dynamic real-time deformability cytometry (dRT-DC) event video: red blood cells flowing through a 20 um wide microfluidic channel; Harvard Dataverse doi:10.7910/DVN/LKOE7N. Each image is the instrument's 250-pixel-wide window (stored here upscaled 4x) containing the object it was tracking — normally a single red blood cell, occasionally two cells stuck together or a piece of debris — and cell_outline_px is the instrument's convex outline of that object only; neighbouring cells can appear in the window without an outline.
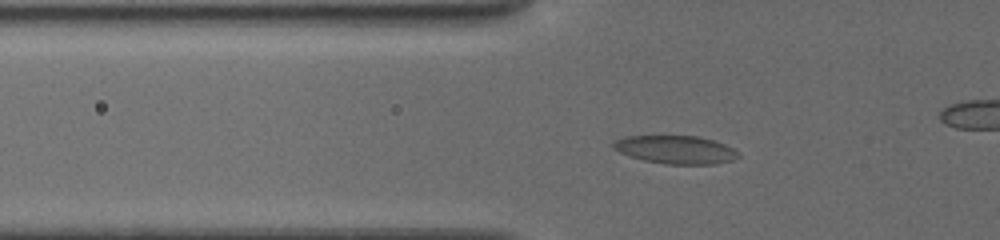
{"species": "common noctule bat (a hibernating species)", "species_latin": "Nyctalus noctula", "temperature_condition": "cold", "stored_images_in_passage": 15, "camera_frame_rate_fps": 3000, "um_per_image_px": 0.085, "animal": {"sex": "female", "body_mass_g": 19.5, "forearm_length_mm": 54.1}, "frame": {"image": 1, "passage_image": 10, "time_ms": 4.0, "image_size_px": [1000, 240], "cell_outline_px": [[740, 156], [732, 160], [716, 164], [664, 164], [644, 160], [628, 156], [612, 148], [612, 144], [616, 140], [624, 136], [696, 136], [712, 140], [724, 144], [740, 152]], "centroid_in_image_um": [57.42, 12.73], "position_along_channel_um": 68.4, "area_um2": 20.52}}